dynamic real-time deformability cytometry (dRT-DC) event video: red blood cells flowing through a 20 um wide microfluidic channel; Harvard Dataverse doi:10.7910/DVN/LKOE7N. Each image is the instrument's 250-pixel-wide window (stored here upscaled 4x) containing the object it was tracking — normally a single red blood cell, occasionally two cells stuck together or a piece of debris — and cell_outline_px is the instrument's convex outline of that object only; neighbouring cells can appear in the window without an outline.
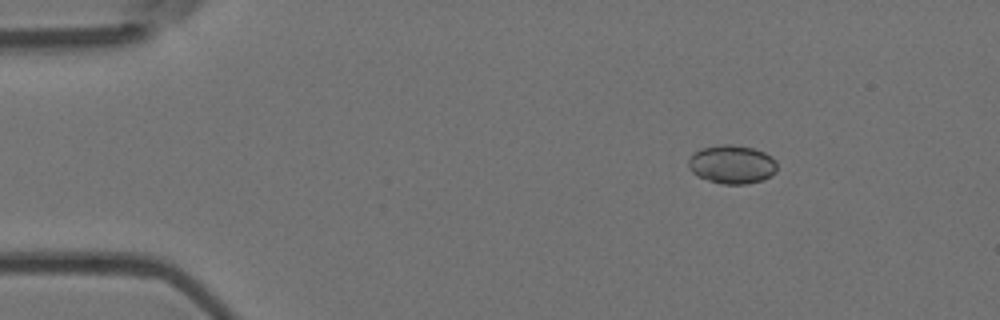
{"species": "Egyptian fruit bat (a non-hibernating species)", "species_latin": "Rousettus aegyptiacus", "temperature_condition": "room temperature", "stored_images_in_passage": 4, "camera_frame_rate_fps": 3000, "um_per_image_px": 0.085, "animal": {"sex": "female"}, "frame": {"image": 1, "passage_image": 1, "time_ms": 0.0, "image_size_px": [1000, 320], "cell_outline_px": [[776, 172], [772, 176], [764, 180], [744, 184], [724, 184], [708, 180], [696, 176], [688, 168], [688, 160], [700, 148], [720, 144], [732, 144], [752, 148], [764, 152], [772, 156], [776, 160]], "centroid_in_image_um": [62.23, 13.97], "position_along_channel_um": 22.8, "area_um2": 20.11}}
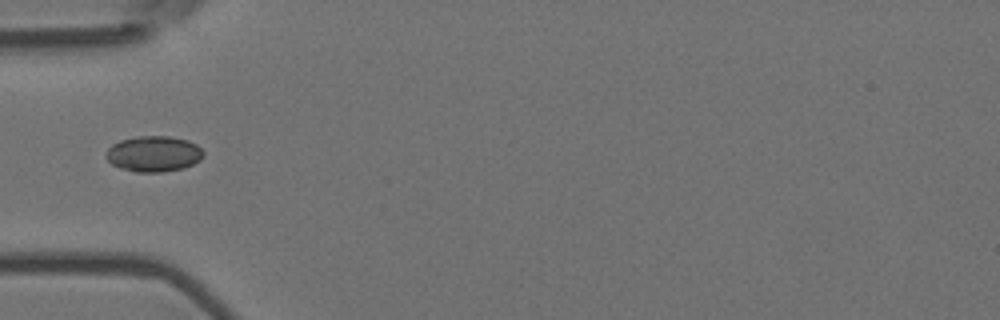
{"frame": {"image": 2, "passage_image": 4, "time_ms": 1.0, "image_size_px": [1000, 320], "cell_outline_px": [[204, 156], [200, 160], [184, 168], [160, 172], [136, 172], [120, 168], [112, 164], [108, 160], [108, 148], [112, 144], [120, 140], [136, 136], [168, 136], [188, 140], [196, 144], [204, 152]], "centroid_in_image_um": [13.08, 13.07], "position_along_channel_um": 71.9, "area_um2": 20.23}}